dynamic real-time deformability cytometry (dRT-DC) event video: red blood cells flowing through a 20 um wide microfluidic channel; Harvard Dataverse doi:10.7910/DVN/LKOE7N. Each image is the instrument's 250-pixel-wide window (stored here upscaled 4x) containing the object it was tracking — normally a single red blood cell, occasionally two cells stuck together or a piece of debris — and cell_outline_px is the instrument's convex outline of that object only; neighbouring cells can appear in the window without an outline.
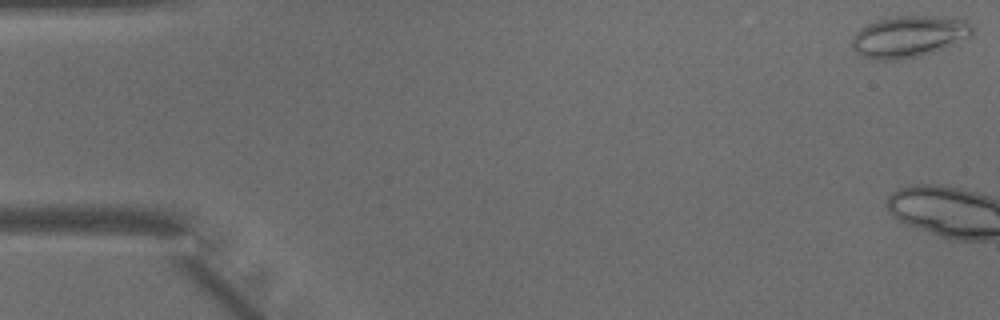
{"species": "common noctule bat (a hibernating species)", "species_latin": "Nyctalus noctula", "temperature_condition": "warm", "stored_images_in_passage": 4, "camera_frame_rate_fps": 3000, "um_per_image_px": 0.085, "animal": {"sex": "male", "body_mass_g": 15.6}, "frame": {"image": 1, "passage_image": 1, "time_ms": 0.0, "image_size_px": [1000, 320], "cell_outline_px": [[972, 36], [932, 52], [916, 56], [892, 60], [872, 60], [860, 56], [856, 52], [852, 44], [852, 36], [860, 28], [868, 24], [880, 20], [896, 16], [932, 16], [968, 20], [972, 24]], "centroid_in_image_um": [77.23, 3.1], "position_along_channel_um": 7.8, "area_um2": 28.84}}